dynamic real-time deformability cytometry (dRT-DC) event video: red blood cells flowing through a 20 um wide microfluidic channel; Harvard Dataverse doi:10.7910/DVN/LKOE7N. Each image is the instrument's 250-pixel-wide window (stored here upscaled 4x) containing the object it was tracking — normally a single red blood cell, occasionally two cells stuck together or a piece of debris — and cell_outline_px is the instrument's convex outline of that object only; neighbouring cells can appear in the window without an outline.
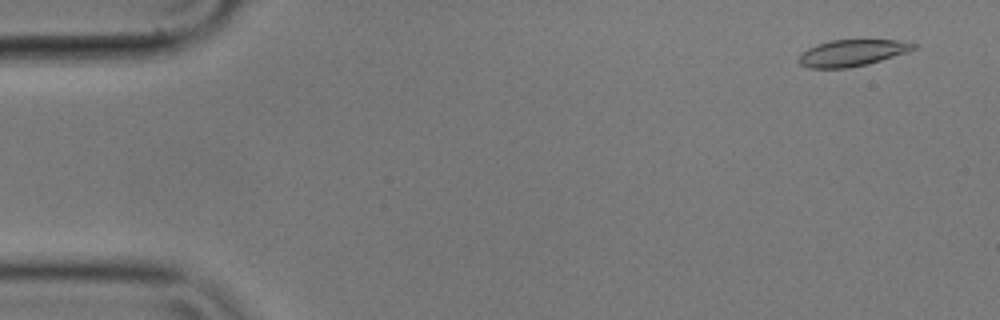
{"species": "common noctule bat (a hibernating species)", "species_latin": "Nyctalus noctula", "temperature_condition": "cold", "stored_images_in_passage": 56, "camera_frame_rate_fps": 3000, "um_per_image_px": 0.085, "animal": {"sex": "male", "body_mass_g": 17.9}, "frame": {"image": 1, "passage_image": 3, "time_ms": 0.667, "image_size_px": [1000, 320], "cell_outline_px": [[916, 48], [908, 52], [868, 64], [848, 68], [808, 68], [800, 64], [796, 60], [808, 48], [816, 44], [832, 40], [896, 40], [916, 44]], "centroid_in_image_um": [72.41, 4.5], "position_along_channel_um": 12.6, "area_um2": 17.69}}
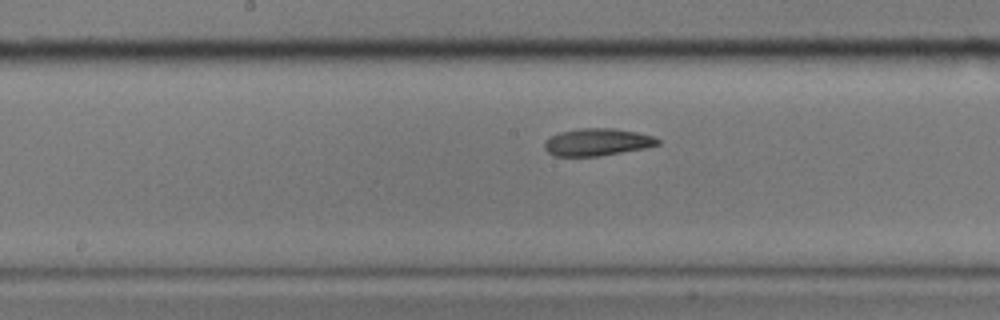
{"frame": {"image": 2, "passage_image": 28, "time_ms": 9.0, "image_size_px": [1000, 320], "cell_outline_px": [[660, 144], [644, 148], [600, 156], [556, 156], [548, 152], [544, 148], [544, 144], [552, 136], [560, 132], [580, 128], [612, 128], [636, 132], [652, 136], [660, 140]], "centroid_in_image_um": [50.77, 12.08], "position_along_channel_um": 197.4, "area_um2": 17.8}}
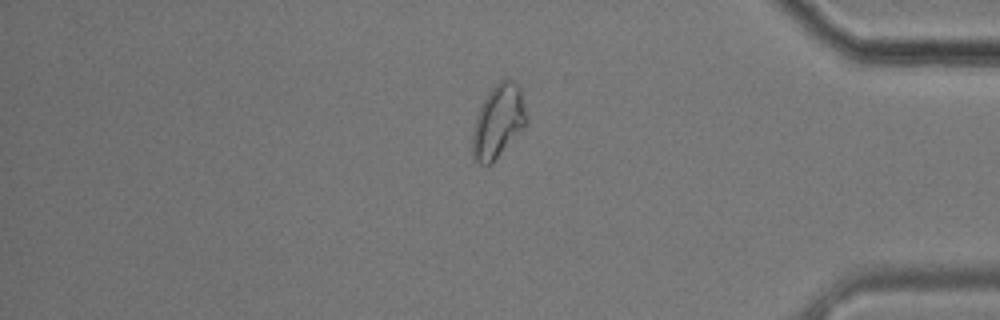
{"frame": {"image": 3, "passage_image": 47, "time_ms": 15.333, "image_size_px": [1000, 320], "cell_outline_px": [[528, 120], [524, 128], [492, 164], [488, 168], [484, 168], [472, 156], [472, 132], [476, 116], [488, 92], [500, 80], [512, 80], [520, 88]], "centroid_in_image_um": [42.34, 10.39], "position_along_channel_um": 392.9, "area_um2": 23.18}, "authors_computed_cell_mechanics": {"area_um2": 18.6405, "velocity_mm_per_s": 3.5175, "shape_relaxation_time_tau1_ms": 4.4068, "shape_relaxation_time_tau2_ms": 4.0932, "deformation_change_tau1": 0.1238, "deformation_change_tau2": 0.1079}}